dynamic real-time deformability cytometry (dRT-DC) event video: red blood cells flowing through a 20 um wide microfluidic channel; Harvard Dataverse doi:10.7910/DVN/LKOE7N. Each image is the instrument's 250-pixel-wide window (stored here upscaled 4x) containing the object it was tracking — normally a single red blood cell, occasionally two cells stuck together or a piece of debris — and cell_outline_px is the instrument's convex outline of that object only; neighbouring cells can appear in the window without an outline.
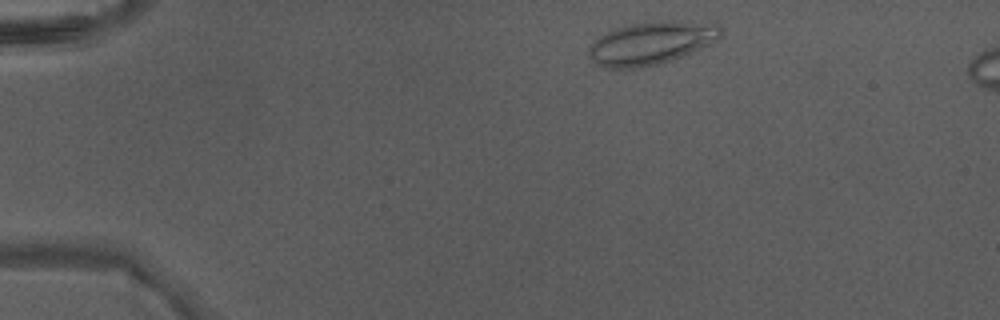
{"species": "Egyptian fruit bat (a non-hibernating species)", "species_latin": "Rousettus aegyptiacus", "temperature_condition": "warm", "stored_images_in_passage": 40, "camera_frame_rate_fps": 3000, "um_per_image_px": 0.085, "animal": {"sex": "male"}, "frame": {"image": 1, "passage_image": 2, "time_ms": 0.333, "image_size_px": [1000, 320], "cell_outline_px": [[724, 36], [712, 44], [680, 56], [656, 64], [636, 68], [608, 68], [596, 64], [588, 56], [588, 48], [600, 36], [616, 28], [628, 24], [660, 20], [672, 20], [720, 24], [724, 32]], "centroid_in_image_um": [55.4, 3.63], "position_along_channel_um": 29.6, "area_um2": 33.06}}
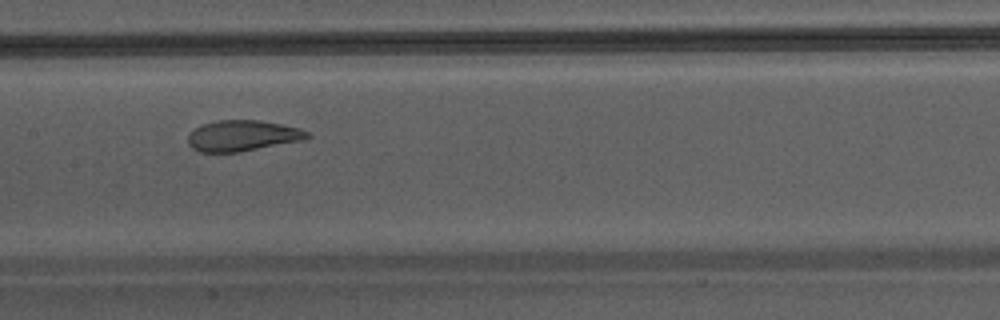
{"frame": {"image": 2, "passage_image": 18, "time_ms": 5.667, "image_size_px": [1000, 320], "cell_outline_px": [[312, 136], [300, 140], [240, 152], [200, 152], [192, 148], [188, 144], [188, 132], [204, 124], [220, 120], [260, 120], [300, 128], [308, 132]], "centroid_in_image_um": [20.58, 11.53], "position_along_channel_um": 186.8, "area_um2": 21.27}}
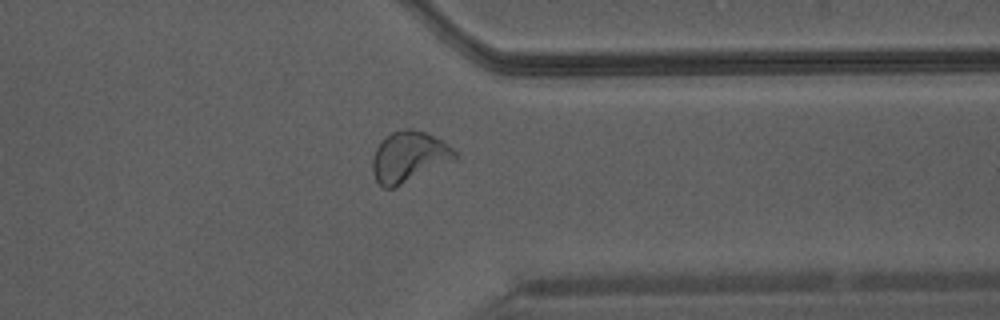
{"frame": {"image": 3, "passage_image": 31, "time_ms": 10.0, "image_size_px": [1000, 320], "cell_outline_px": [[456, 160], [396, 188], [384, 188], [376, 180], [372, 172], [372, 160], [376, 148], [384, 136], [392, 132], [404, 128], [408, 128], [424, 132], [440, 140], [452, 148], [456, 152]], "centroid_in_image_um": [34.74, 13.35], "position_along_channel_um": 376.7, "area_um2": 24.51}}